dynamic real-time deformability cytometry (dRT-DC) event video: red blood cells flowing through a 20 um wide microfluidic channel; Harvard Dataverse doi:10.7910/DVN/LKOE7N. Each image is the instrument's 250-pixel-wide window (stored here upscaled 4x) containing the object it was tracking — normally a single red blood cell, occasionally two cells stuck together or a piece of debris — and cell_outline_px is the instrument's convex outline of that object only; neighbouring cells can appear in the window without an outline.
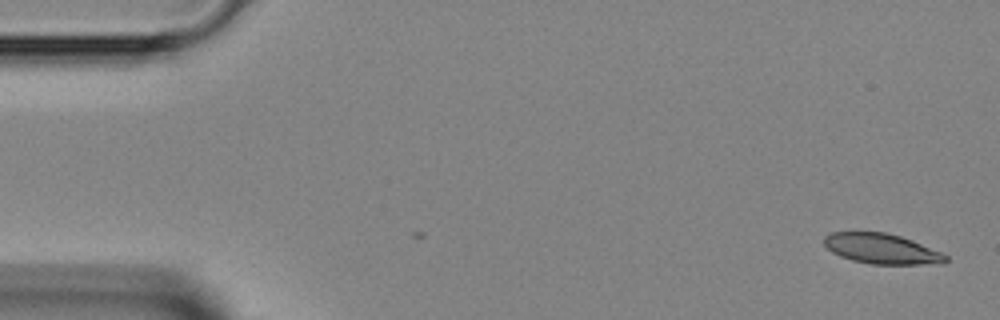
{"species": "Egyptian fruit bat (a non-hibernating species)", "species_latin": "Rousettus aegyptiacus", "temperature_condition": "room temperature", "stored_images_in_passage": 44, "camera_frame_rate_fps": 3000, "um_per_image_px": 0.085, "animal": {"sex": "female"}, "frame": {"image": 1, "passage_image": 1, "time_ms": 0.0, "image_size_px": [1000, 320], "cell_outline_px": [[948, 260], [944, 264], [872, 264], [852, 260], [840, 256], [832, 252], [824, 244], [824, 236], [832, 232], [884, 232], [900, 236], [912, 240], [940, 252], [948, 256]], "centroid_in_image_um": [74.95, 21.15], "position_along_channel_um": 10.0, "area_um2": 21.33}}
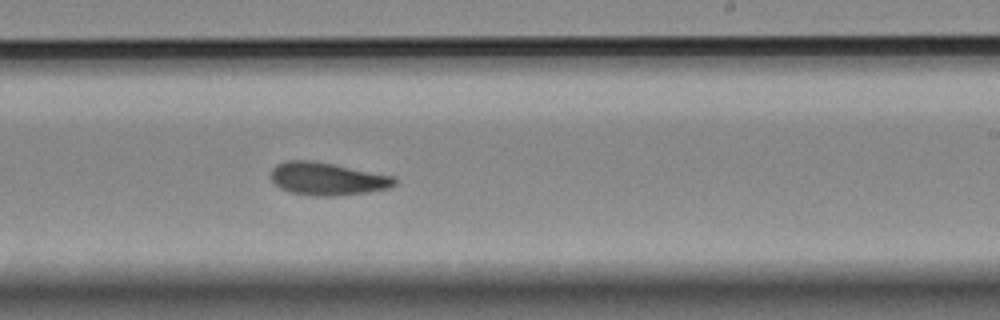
{"frame": {"image": 2, "passage_image": 26, "time_ms": 8.333, "image_size_px": [1000, 320], "cell_outline_px": [[396, 184], [388, 188], [368, 192], [332, 196], [312, 196], [292, 192], [280, 188], [272, 180], [272, 168], [276, 164], [288, 160], [312, 160], [396, 176]], "centroid_in_image_um": [27.84, 15.19], "position_along_channel_um": 261.2, "area_um2": 23.58}}
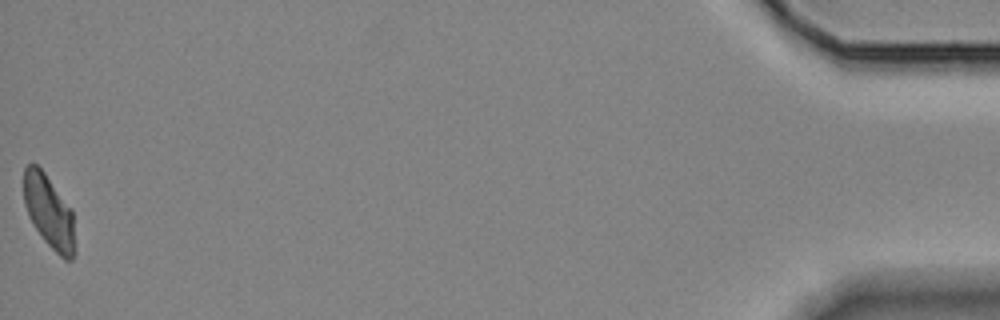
{"frame": {"image": 3, "passage_image": 44, "time_ms": 14.333, "image_size_px": [1000, 320], "cell_outline_px": [[76, 252], [72, 260], [64, 260], [44, 240], [28, 216], [24, 204], [24, 168], [28, 164], [36, 164], [44, 172], [72, 208]], "centroid_in_image_um": [4.19, 18.02], "position_along_channel_um": 431.0, "area_um2": 21.91}}